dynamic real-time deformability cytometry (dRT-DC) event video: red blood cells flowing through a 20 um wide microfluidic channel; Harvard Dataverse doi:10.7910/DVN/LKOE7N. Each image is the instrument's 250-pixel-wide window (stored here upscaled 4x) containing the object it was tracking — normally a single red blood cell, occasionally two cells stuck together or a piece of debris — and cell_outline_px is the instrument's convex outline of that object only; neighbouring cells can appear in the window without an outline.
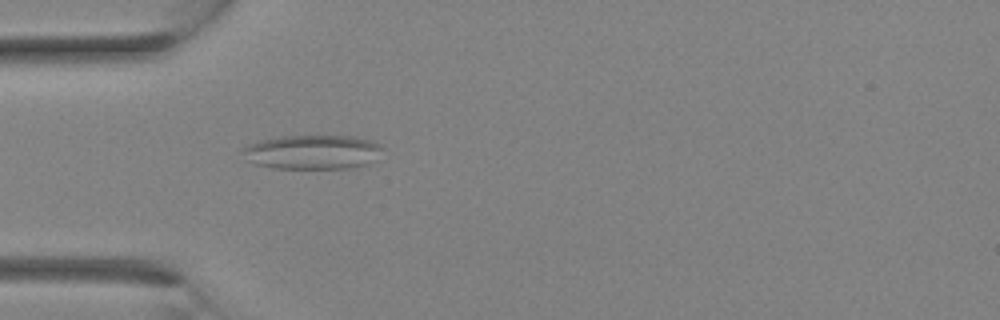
{"species": "Egyptian fruit bat (a non-hibernating species)", "species_latin": "Rousettus aegyptiacus", "temperature_condition": "room temperature", "stored_images_in_passage": 3, "camera_frame_rate_fps": 3000, "um_per_image_px": 0.085, "animal": {"sex": "female"}, "frame": {"image": 1, "passage_image": 3, "time_ms": 3.0, "image_size_px": [1000, 320], "cell_outline_px": [[384, 148], [368, 164], [356, 168], [272, 168], [252, 164], [248, 160], [240, 148], [248, 144], [260, 140], [280, 136], [356, 136], [372, 140], [380, 144]], "centroid_in_image_um": [26.55, 12.92], "position_along_channel_um": 58.5, "area_um2": 28.21}}